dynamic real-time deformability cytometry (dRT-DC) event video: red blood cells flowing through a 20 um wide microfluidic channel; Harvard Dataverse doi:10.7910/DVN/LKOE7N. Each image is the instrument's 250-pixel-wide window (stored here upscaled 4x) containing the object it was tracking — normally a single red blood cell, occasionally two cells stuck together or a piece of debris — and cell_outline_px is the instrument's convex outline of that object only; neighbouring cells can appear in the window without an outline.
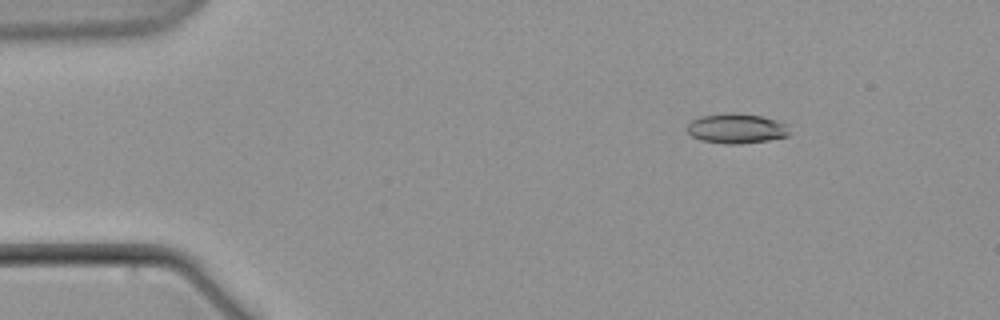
{"species": "common noctule bat (a hibernating species)", "species_latin": "Nyctalus noctula", "temperature_condition": "warm", "stored_images_in_passage": 6, "camera_frame_rate_fps": 3000, "um_per_image_px": 0.085, "animal": {"sex": "male", "body_mass_g": 21.5, "forearm_length_mm": 52.0}, "frame": {"image": 1, "passage_image": 3, "time_ms": 2.333, "image_size_px": [1000, 320], "cell_outline_px": [[788, 136], [768, 140], [740, 144], [724, 144], [700, 140], [692, 136], [688, 132], [688, 124], [692, 120], [700, 116], [732, 112], [760, 116], [776, 120], [788, 124]], "centroid_in_image_um": [62.59, 10.92], "position_along_channel_um": 22.4, "area_um2": 17.8}}
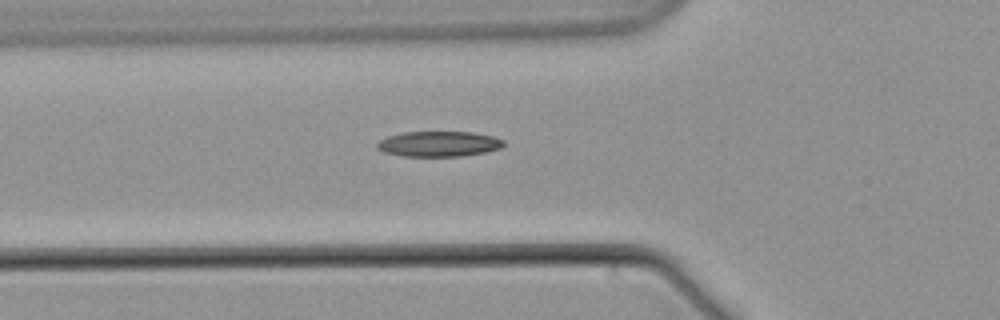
{"frame": {"image": 2, "passage_image": 6, "time_ms": 7.333, "image_size_px": [1000, 320], "cell_outline_px": [[504, 144], [500, 148], [484, 152], [460, 156], [404, 156], [384, 152], [376, 148], [376, 144], [380, 140], [388, 136], [404, 132], [472, 132], [492, 136], [504, 140]], "centroid_in_image_um": [37.28, 12.23], "position_along_channel_um": 88.5, "area_um2": 18.55}}